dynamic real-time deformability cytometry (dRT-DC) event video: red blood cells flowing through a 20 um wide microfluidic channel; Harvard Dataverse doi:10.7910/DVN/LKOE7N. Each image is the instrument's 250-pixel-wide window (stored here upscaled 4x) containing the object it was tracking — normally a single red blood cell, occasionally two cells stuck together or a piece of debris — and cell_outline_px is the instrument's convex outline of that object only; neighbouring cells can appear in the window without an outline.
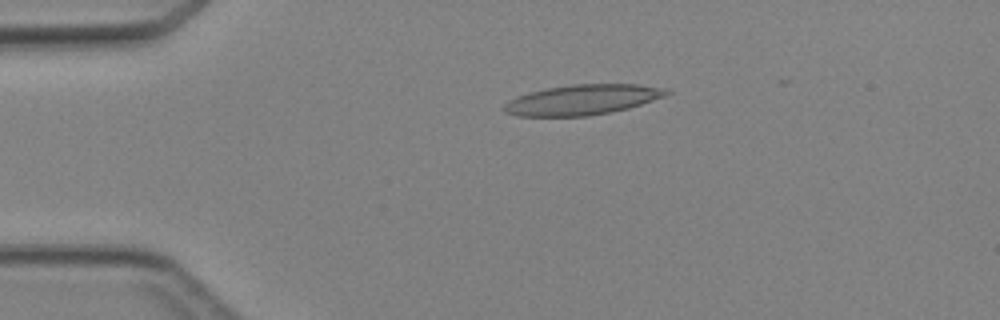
{"species": "Egyptian fruit bat (a non-hibernating species)", "species_latin": "Rousettus aegyptiacus", "temperature_condition": "cold", "stored_images_in_passage": 4, "camera_frame_rate_fps": 3000, "um_per_image_px": 0.085, "animal": {"sex": "female"}, "frame": {"image": 1, "passage_image": 3, "time_ms": 2.667, "image_size_px": [1000, 320], "cell_outline_px": [[672, 92], [664, 96], [628, 108], [612, 112], [588, 116], [516, 116], [504, 112], [504, 104], [516, 96], [528, 92], [544, 88], [572, 84], [640, 84], [668, 88]], "centroid_in_image_um": [49.5, 8.47], "position_along_channel_um": 35.5, "area_um2": 28.78}}